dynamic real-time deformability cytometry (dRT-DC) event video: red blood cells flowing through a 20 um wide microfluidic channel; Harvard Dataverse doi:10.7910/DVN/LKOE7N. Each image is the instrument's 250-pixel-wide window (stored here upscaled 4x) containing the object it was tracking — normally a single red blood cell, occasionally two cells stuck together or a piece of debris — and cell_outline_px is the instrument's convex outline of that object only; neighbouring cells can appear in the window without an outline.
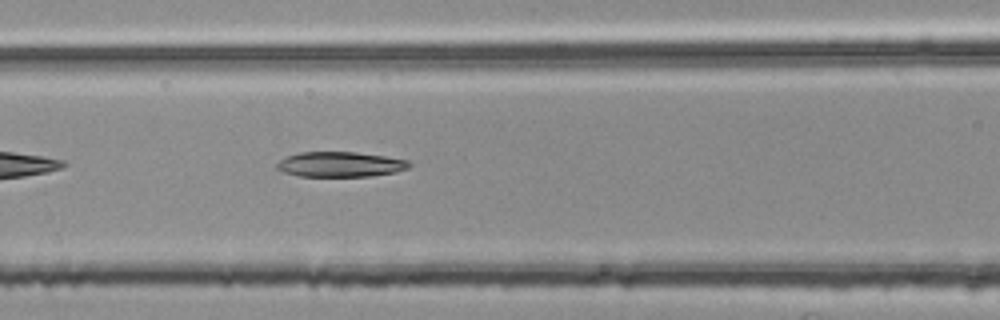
{"species": "common noctule bat (a hibernating species)", "species_latin": "Nyctalus noctula", "temperature_condition": "room temperature", "stored_images_in_passage": 35, "camera_frame_rate_fps": 3000, "um_per_image_px": 0.085, "animal": {"sex": "female", "body_mass_g": 25.1}, "frame": {"image": 1, "passage_image": 7, "time_ms": 2.0, "image_size_px": [1000, 320], "cell_outline_px": [[412, 164], [408, 168], [396, 172], [372, 176], [300, 176], [284, 172], [276, 168], [276, 164], [284, 156], [300, 152], [356, 152], [384, 156], [408, 160]], "centroid_in_image_um": [28.91, 13.96], "position_along_channel_um": 137.7, "area_um2": 19.42}}
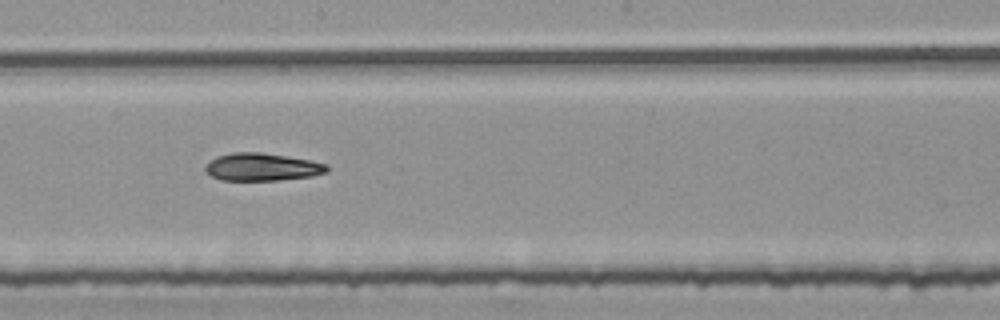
{"frame": {"image": 2, "passage_image": 14, "time_ms": 4.333, "image_size_px": [1000, 320], "cell_outline_px": [[328, 172], [312, 176], [280, 180], [220, 180], [212, 176], [204, 168], [208, 160], [216, 156], [232, 152], [260, 152], [308, 160], [328, 164]], "centroid_in_image_um": [22.25, 14.19], "position_along_channel_um": 226.0, "area_um2": 19.59}}
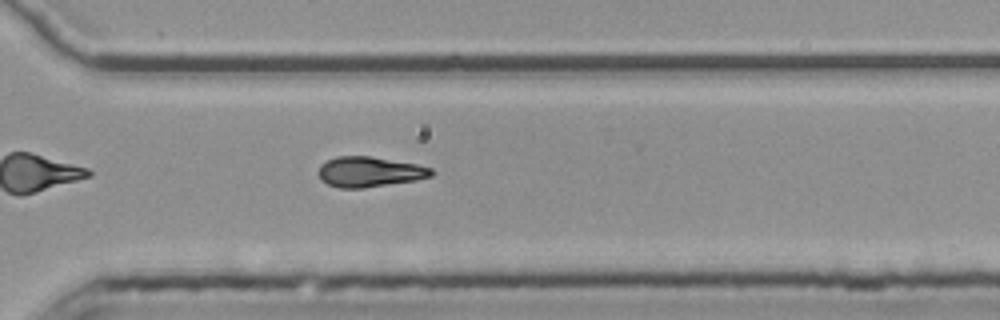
{"frame": {"image": 3, "passage_image": 23, "time_ms": 7.333, "image_size_px": [1000, 320], "cell_outline_px": [[432, 176], [416, 180], [364, 188], [340, 188], [328, 184], [320, 180], [316, 172], [320, 164], [336, 156], [372, 156], [416, 164], [432, 168]], "centroid_in_image_um": [31.36, 14.6], "position_along_channel_um": 339.2, "area_um2": 20.06}, "authors_computed_cell_mechanics": {"area_um2": 19.5364, "velocity_mm_per_s": 3.793, "shape_relaxation_time_tau1_ms": 10.6292, "shape_relaxation_time_tau2_ms": 8.9728, "deformation_change_tau1": 0.2295, "deformation_change_tau2": 0.1564}}